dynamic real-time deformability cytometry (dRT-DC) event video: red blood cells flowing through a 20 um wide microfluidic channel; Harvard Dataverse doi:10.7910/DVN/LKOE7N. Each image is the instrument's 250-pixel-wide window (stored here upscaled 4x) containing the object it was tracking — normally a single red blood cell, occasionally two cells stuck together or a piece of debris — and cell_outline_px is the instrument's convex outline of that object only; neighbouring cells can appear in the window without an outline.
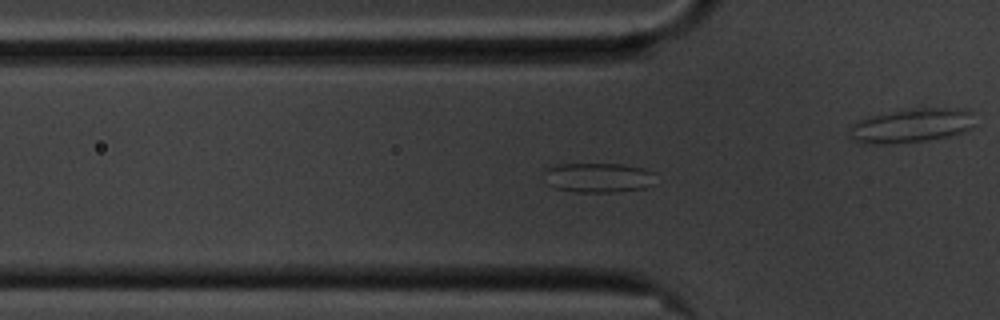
{"species": "common noctule bat (a hibernating species)", "species_latin": "Nyctalus noctula", "temperature_condition": "cold", "stored_images_in_passage": 58, "camera_frame_rate_fps": 3000, "um_per_image_px": 0.085, "animal": {"sex": "male", "body_mass_g": 20.1, "forearm_length_mm": 53.5}, "frame": {"image": 1, "passage_image": 19, "time_ms": 6.0, "image_size_px": [1000, 320], "cell_outline_px": [[656, 172], [652, 184], [644, 188], [616, 192], [576, 192], [556, 188], [548, 184], [544, 172], [548, 168], [560, 164], [624, 164], [644, 168]], "centroid_in_image_um": [50.9, 15.09], "position_along_channel_um": 74.9, "area_um2": 19.31}}
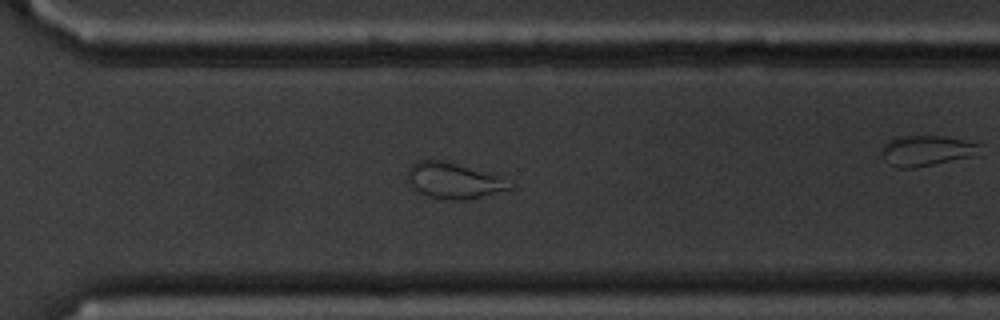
{"frame": {"image": 2, "passage_image": 41, "time_ms": 13.333, "image_size_px": [1000, 320], "cell_outline_px": [[512, 188], [464, 200], [456, 200], [424, 196], [416, 192], [408, 184], [408, 168], [412, 164], [420, 160], [440, 160], [500, 176]], "centroid_in_image_um": [38.45, 15.36], "position_along_channel_um": 332.2, "area_um2": 20.81}}
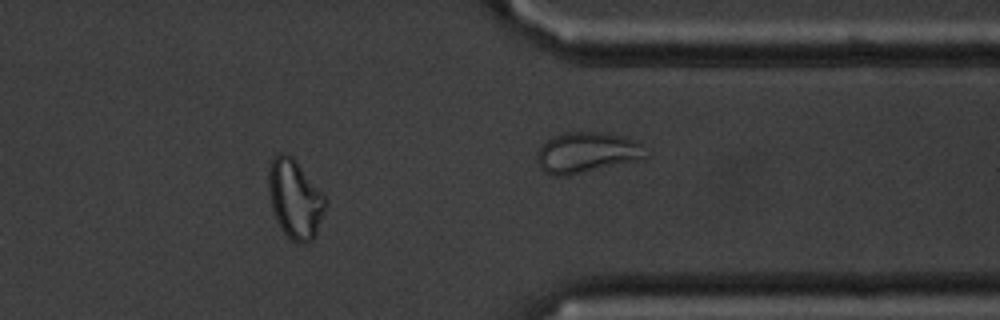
{"frame": {"image": 3, "passage_image": 47, "time_ms": 15.333, "image_size_px": [1000, 320], "cell_outline_px": [[328, 204], [316, 232], [312, 240], [304, 244], [300, 244], [292, 240], [280, 228], [276, 220], [272, 208], [268, 188], [268, 168], [272, 160], [280, 152], [284, 152], [292, 156], [296, 160], [328, 200]], "centroid_in_image_um": [25.08, 16.91], "position_along_channel_um": 386.3, "area_um2": 26.18}, "authors_computed_cell_mechanics": {"area_um2": 25.2875, "velocity_mm_per_s": 3.504, "shape_relaxation_time_tau1_ms": null, "shape_relaxation_time_tau2_ms": 1.2486, "deformation_change_tau1": null, "deformation_change_tau2": 0.074}}